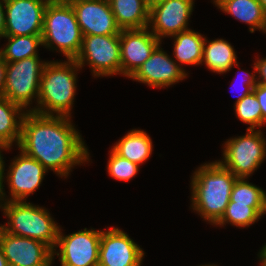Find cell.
Here are the masks:
<instances>
[{
    "label": "cell",
    "instance_id": "21",
    "mask_svg": "<svg viewBox=\"0 0 266 266\" xmlns=\"http://www.w3.org/2000/svg\"><path fill=\"white\" fill-rule=\"evenodd\" d=\"M236 57V52L228 41L224 39L208 41L205 38L201 64L204 63L212 72L224 74L233 66H239Z\"/></svg>",
    "mask_w": 266,
    "mask_h": 266
},
{
    "label": "cell",
    "instance_id": "40",
    "mask_svg": "<svg viewBox=\"0 0 266 266\" xmlns=\"http://www.w3.org/2000/svg\"><path fill=\"white\" fill-rule=\"evenodd\" d=\"M201 266H217V265H215V264L214 265L213 264L212 265L209 264V265H201Z\"/></svg>",
    "mask_w": 266,
    "mask_h": 266
},
{
    "label": "cell",
    "instance_id": "39",
    "mask_svg": "<svg viewBox=\"0 0 266 266\" xmlns=\"http://www.w3.org/2000/svg\"><path fill=\"white\" fill-rule=\"evenodd\" d=\"M2 230H3V225H0V234H1Z\"/></svg>",
    "mask_w": 266,
    "mask_h": 266
},
{
    "label": "cell",
    "instance_id": "31",
    "mask_svg": "<svg viewBox=\"0 0 266 266\" xmlns=\"http://www.w3.org/2000/svg\"><path fill=\"white\" fill-rule=\"evenodd\" d=\"M256 68V74L258 73L257 84L266 85V58H257V61L254 62Z\"/></svg>",
    "mask_w": 266,
    "mask_h": 266
},
{
    "label": "cell",
    "instance_id": "30",
    "mask_svg": "<svg viewBox=\"0 0 266 266\" xmlns=\"http://www.w3.org/2000/svg\"><path fill=\"white\" fill-rule=\"evenodd\" d=\"M255 94L262 112V126L266 123V85L256 84L252 90Z\"/></svg>",
    "mask_w": 266,
    "mask_h": 266
},
{
    "label": "cell",
    "instance_id": "2",
    "mask_svg": "<svg viewBox=\"0 0 266 266\" xmlns=\"http://www.w3.org/2000/svg\"><path fill=\"white\" fill-rule=\"evenodd\" d=\"M191 180L192 209L212 225L224 215L237 177L218 161L201 165Z\"/></svg>",
    "mask_w": 266,
    "mask_h": 266
},
{
    "label": "cell",
    "instance_id": "4",
    "mask_svg": "<svg viewBox=\"0 0 266 266\" xmlns=\"http://www.w3.org/2000/svg\"><path fill=\"white\" fill-rule=\"evenodd\" d=\"M41 36L45 48L59 50L67 60H75L78 56L83 35L75 12L67 0L48 2L44 11Z\"/></svg>",
    "mask_w": 266,
    "mask_h": 266
},
{
    "label": "cell",
    "instance_id": "35",
    "mask_svg": "<svg viewBox=\"0 0 266 266\" xmlns=\"http://www.w3.org/2000/svg\"><path fill=\"white\" fill-rule=\"evenodd\" d=\"M258 256L260 257L261 266H266V244L262 247Z\"/></svg>",
    "mask_w": 266,
    "mask_h": 266
},
{
    "label": "cell",
    "instance_id": "26",
    "mask_svg": "<svg viewBox=\"0 0 266 266\" xmlns=\"http://www.w3.org/2000/svg\"><path fill=\"white\" fill-rule=\"evenodd\" d=\"M261 216L250 206L229 202L226 211L216 225L223 226L226 223L237 227H249Z\"/></svg>",
    "mask_w": 266,
    "mask_h": 266
},
{
    "label": "cell",
    "instance_id": "18",
    "mask_svg": "<svg viewBox=\"0 0 266 266\" xmlns=\"http://www.w3.org/2000/svg\"><path fill=\"white\" fill-rule=\"evenodd\" d=\"M223 12L250 25L249 31L256 29L266 33V15L259 0H213Z\"/></svg>",
    "mask_w": 266,
    "mask_h": 266
},
{
    "label": "cell",
    "instance_id": "38",
    "mask_svg": "<svg viewBox=\"0 0 266 266\" xmlns=\"http://www.w3.org/2000/svg\"><path fill=\"white\" fill-rule=\"evenodd\" d=\"M266 15V0H259Z\"/></svg>",
    "mask_w": 266,
    "mask_h": 266
},
{
    "label": "cell",
    "instance_id": "7",
    "mask_svg": "<svg viewBox=\"0 0 266 266\" xmlns=\"http://www.w3.org/2000/svg\"><path fill=\"white\" fill-rule=\"evenodd\" d=\"M47 63L38 56L7 62L3 96L24 111L28 109L32 99L38 101L40 79Z\"/></svg>",
    "mask_w": 266,
    "mask_h": 266
},
{
    "label": "cell",
    "instance_id": "12",
    "mask_svg": "<svg viewBox=\"0 0 266 266\" xmlns=\"http://www.w3.org/2000/svg\"><path fill=\"white\" fill-rule=\"evenodd\" d=\"M49 1L4 0V35H42L44 11Z\"/></svg>",
    "mask_w": 266,
    "mask_h": 266
},
{
    "label": "cell",
    "instance_id": "17",
    "mask_svg": "<svg viewBox=\"0 0 266 266\" xmlns=\"http://www.w3.org/2000/svg\"><path fill=\"white\" fill-rule=\"evenodd\" d=\"M186 76L184 68L159 45L130 78L153 88H168Z\"/></svg>",
    "mask_w": 266,
    "mask_h": 266
},
{
    "label": "cell",
    "instance_id": "1",
    "mask_svg": "<svg viewBox=\"0 0 266 266\" xmlns=\"http://www.w3.org/2000/svg\"><path fill=\"white\" fill-rule=\"evenodd\" d=\"M70 117L24 114L18 148L47 170L68 177L72 167L90 161L89 152Z\"/></svg>",
    "mask_w": 266,
    "mask_h": 266
},
{
    "label": "cell",
    "instance_id": "15",
    "mask_svg": "<svg viewBox=\"0 0 266 266\" xmlns=\"http://www.w3.org/2000/svg\"><path fill=\"white\" fill-rule=\"evenodd\" d=\"M83 36L120 34L109 0H67Z\"/></svg>",
    "mask_w": 266,
    "mask_h": 266
},
{
    "label": "cell",
    "instance_id": "20",
    "mask_svg": "<svg viewBox=\"0 0 266 266\" xmlns=\"http://www.w3.org/2000/svg\"><path fill=\"white\" fill-rule=\"evenodd\" d=\"M117 155L138 165L143 164L152 154V139L143 130H130L111 148Z\"/></svg>",
    "mask_w": 266,
    "mask_h": 266
},
{
    "label": "cell",
    "instance_id": "28",
    "mask_svg": "<svg viewBox=\"0 0 266 266\" xmlns=\"http://www.w3.org/2000/svg\"><path fill=\"white\" fill-rule=\"evenodd\" d=\"M110 151L107 171L112 178L120 181H129L137 175L139 169L138 164L133 163L128 159L122 158L112 149Z\"/></svg>",
    "mask_w": 266,
    "mask_h": 266
},
{
    "label": "cell",
    "instance_id": "24",
    "mask_svg": "<svg viewBox=\"0 0 266 266\" xmlns=\"http://www.w3.org/2000/svg\"><path fill=\"white\" fill-rule=\"evenodd\" d=\"M3 37L8 39L7 45L3 49L0 48L3 59L6 62H15L25 58L39 56L37 48L39 45H43L41 35H4Z\"/></svg>",
    "mask_w": 266,
    "mask_h": 266
},
{
    "label": "cell",
    "instance_id": "9",
    "mask_svg": "<svg viewBox=\"0 0 266 266\" xmlns=\"http://www.w3.org/2000/svg\"><path fill=\"white\" fill-rule=\"evenodd\" d=\"M101 232L94 228H84L63 236L59 228L55 246V249L59 247V252H52L53 261L56 254L61 266H98Z\"/></svg>",
    "mask_w": 266,
    "mask_h": 266
},
{
    "label": "cell",
    "instance_id": "27",
    "mask_svg": "<svg viewBox=\"0 0 266 266\" xmlns=\"http://www.w3.org/2000/svg\"><path fill=\"white\" fill-rule=\"evenodd\" d=\"M237 118L250 125L247 129L255 130L262 126V112L259 102L253 92L243 97L234 105Z\"/></svg>",
    "mask_w": 266,
    "mask_h": 266
},
{
    "label": "cell",
    "instance_id": "10",
    "mask_svg": "<svg viewBox=\"0 0 266 266\" xmlns=\"http://www.w3.org/2000/svg\"><path fill=\"white\" fill-rule=\"evenodd\" d=\"M7 182L10 198H6L5 190L0 189V201H25L33 194L44 179L47 169L36 159L20 150V155L9 165ZM5 197V198H4Z\"/></svg>",
    "mask_w": 266,
    "mask_h": 266
},
{
    "label": "cell",
    "instance_id": "32",
    "mask_svg": "<svg viewBox=\"0 0 266 266\" xmlns=\"http://www.w3.org/2000/svg\"><path fill=\"white\" fill-rule=\"evenodd\" d=\"M10 146H8L7 144H5L4 142L0 141V189H4L3 187V182H4V168H5V165H4V160H3V154H1V150H10Z\"/></svg>",
    "mask_w": 266,
    "mask_h": 266
},
{
    "label": "cell",
    "instance_id": "33",
    "mask_svg": "<svg viewBox=\"0 0 266 266\" xmlns=\"http://www.w3.org/2000/svg\"><path fill=\"white\" fill-rule=\"evenodd\" d=\"M6 63L7 62L3 59L0 51V97L3 96V90L5 87Z\"/></svg>",
    "mask_w": 266,
    "mask_h": 266
},
{
    "label": "cell",
    "instance_id": "13",
    "mask_svg": "<svg viewBox=\"0 0 266 266\" xmlns=\"http://www.w3.org/2000/svg\"><path fill=\"white\" fill-rule=\"evenodd\" d=\"M144 251L117 227L101 232L98 266H141Z\"/></svg>",
    "mask_w": 266,
    "mask_h": 266
},
{
    "label": "cell",
    "instance_id": "19",
    "mask_svg": "<svg viewBox=\"0 0 266 266\" xmlns=\"http://www.w3.org/2000/svg\"><path fill=\"white\" fill-rule=\"evenodd\" d=\"M117 26L142 29L149 24V6L143 0H109Z\"/></svg>",
    "mask_w": 266,
    "mask_h": 266
},
{
    "label": "cell",
    "instance_id": "34",
    "mask_svg": "<svg viewBox=\"0 0 266 266\" xmlns=\"http://www.w3.org/2000/svg\"><path fill=\"white\" fill-rule=\"evenodd\" d=\"M5 3L0 0V38L4 36L5 32Z\"/></svg>",
    "mask_w": 266,
    "mask_h": 266
},
{
    "label": "cell",
    "instance_id": "23",
    "mask_svg": "<svg viewBox=\"0 0 266 266\" xmlns=\"http://www.w3.org/2000/svg\"><path fill=\"white\" fill-rule=\"evenodd\" d=\"M25 113L26 111L20 106L4 96L0 97V141L10 147L16 142L18 146L21 137L22 119Z\"/></svg>",
    "mask_w": 266,
    "mask_h": 266
},
{
    "label": "cell",
    "instance_id": "6",
    "mask_svg": "<svg viewBox=\"0 0 266 266\" xmlns=\"http://www.w3.org/2000/svg\"><path fill=\"white\" fill-rule=\"evenodd\" d=\"M243 136L233 137L224 144L223 161L218 162L237 178H248L266 158V139L261 130L246 129Z\"/></svg>",
    "mask_w": 266,
    "mask_h": 266
},
{
    "label": "cell",
    "instance_id": "11",
    "mask_svg": "<svg viewBox=\"0 0 266 266\" xmlns=\"http://www.w3.org/2000/svg\"><path fill=\"white\" fill-rule=\"evenodd\" d=\"M193 6L194 0H162L150 7L148 28L161 42L163 37L189 30Z\"/></svg>",
    "mask_w": 266,
    "mask_h": 266
},
{
    "label": "cell",
    "instance_id": "16",
    "mask_svg": "<svg viewBox=\"0 0 266 266\" xmlns=\"http://www.w3.org/2000/svg\"><path fill=\"white\" fill-rule=\"evenodd\" d=\"M0 245L9 265L52 266V250L43 242L2 230Z\"/></svg>",
    "mask_w": 266,
    "mask_h": 266
},
{
    "label": "cell",
    "instance_id": "36",
    "mask_svg": "<svg viewBox=\"0 0 266 266\" xmlns=\"http://www.w3.org/2000/svg\"><path fill=\"white\" fill-rule=\"evenodd\" d=\"M0 266H9L8 261L4 256L1 245H0Z\"/></svg>",
    "mask_w": 266,
    "mask_h": 266
},
{
    "label": "cell",
    "instance_id": "29",
    "mask_svg": "<svg viewBox=\"0 0 266 266\" xmlns=\"http://www.w3.org/2000/svg\"><path fill=\"white\" fill-rule=\"evenodd\" d=\"M253 70H254V74H250L248 73V71L246 72L245 70H243V72H245L244 74V78H243V81H242V86L244 87V91L242 92V94H240L238 97H237V100L235 103H238L243 97L249 95L252 90L255 88V85L257 84V76H256V68H255V65L253 66Z\"/></svg>",
    "mask_w": 266,
    "mask_h": 266
},
{
    "label": "cell",
    "instance_id": "37",
    "mask_svg": "<svg viewBox=\"0 0 266 266\" xmlns=\"http://www.w3.org/2000/svg\"><path fill=\"white\" fill-rule=\"evenodd\" d=\"M148 6L149 8L157 3H159L162 0H143Z\"/></svg>",
    "mask_w": 266,
    "mask_h": 266
},
{
    "label": "cell",
    "instance_id": "25",
    "mask_svg": "<svg viewBox=\"0 0 266 266\" xmlns=\"http://www.w3.org/2000/svg\"><path fill=\"white\" fill-rule=\"evenodd\" d=\"M246 179H236L230 202L250 206L262 217L266 213V192L249 181L247 182Z\"/></svg>",
    "mask_w": 266,
    "mask_h": 266
},
{
    "label": "cell",
    "instance_id": "14",
    "mask_svg": "<svg viewBox=\"0 0 266 266\" xmlns=\"http://www.w3.org/2000/svg\"><path fill=\"white\" fill-rule=\"evenodd\" d=\"M159 45L161 41L148 27L121 30V74L130 78Z\"/></svg>",
    "mask_w": 266,
    "mask_h": 266
},
{
    "label": "cell",
    "instance_id": "3",
    "mask_svg": "<svg viewBox=\"0 0 266 266\" xmlns=\"http://www.w3.org/2000/svg\"><path fill=\"white\" fill-rule=\"evenodd\" d=\"M81 69L75 60L50 61L43 70L37 105L26 112L71 118L76 92L77 72Z\"/></svg>",
    "mask_w": 266,
    "mask_h": 266
},
{
    "label": "cell",
    "instance_id": "8",
    "mask_svg": "<svg viewBox=\"0 0 266 266\" xmlns=\"http://www.w3.org/2000/svg\"><path fill=\"white\" fill-rule=\"evenodd\" d=\"M75 61L81 69L87 62L94 77L121 75L120 34L83 36Z\"/></svg>",
    "mask_w": 266,
    "mask_h": 266
},
{
    "label": "cell",
    "instance_id": "22",
    "mask_svg": "<svg viewBox=\"0 0 266 266\" xmlns=\"http://www.w3.org/2000/svg\"><path fill=\"white\" fill-rule=\"evenodd\" d=\"M172 37H174L173 53L175 55V61L177 60L180 63V67L183 64H201L203 44L205 41V37L202 34L189 29Z\"/></svg>",
    "mask_w": 266,
    "mask_h": 266
},
{
    "label": "cell",
    "instance_id": "5",
    "mask_svg": "<svg viewBox=\"0 0 266 266\" xmlns=\"http://www.w3.org/2000/svg\"><path fill=\"white\" fill-rule=\"evenodd\" d=\"M0 207L8 217L3 230L9 234L32 238L46 244L52 251L57 244L60 226L54 221L46 208L26 201H3Z\"/></svg>",
    "mask_w": 266,
    "mask_h": 266
}]
</instances>
